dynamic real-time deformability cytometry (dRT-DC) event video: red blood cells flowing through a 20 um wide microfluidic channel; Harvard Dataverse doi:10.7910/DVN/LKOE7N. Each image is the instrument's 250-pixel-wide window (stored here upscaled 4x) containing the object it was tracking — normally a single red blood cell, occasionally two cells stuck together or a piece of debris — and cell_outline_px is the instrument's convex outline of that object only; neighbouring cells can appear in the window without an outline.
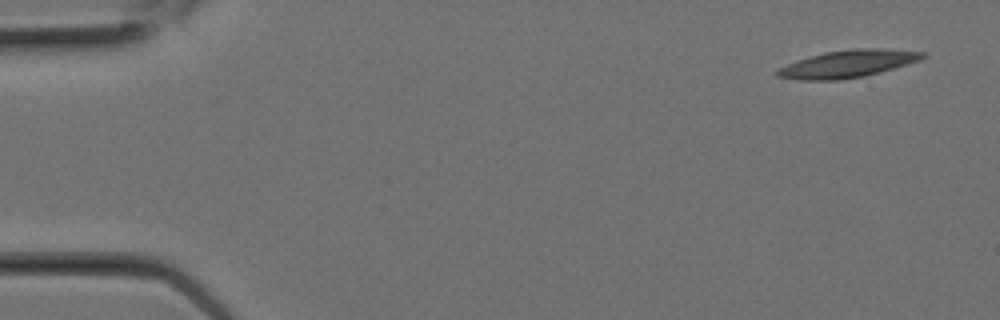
{"species": "Egyptian fruit bat (a non-hibernating species)", "species_latin": "Rousettus aegyptiacus", "temperature_condition": "room temperature", "stored_images_in_passage": 6, "camera_frame_rate_fps": 3000, "um_per_image_px": 0.085, "animal": {"sex": "female"}, "frame": {"image": 1, "passage_image": 1, "time_ms": 0.0, "image_size_px": [1000, 320], "cell_outline_px": [[928, 56], [920, 60], [908, 64], [880, 72], [864, 76], [840, 80], [800, 80], [776, 76], [772, 72], [796, 60], [824, 52], [856, 48], [880, 48], [924, 52]], "centroid_in_image_um": [72.06, 5.42], "position_along_channel_um": 12.9, "area_um2": 23.24}}
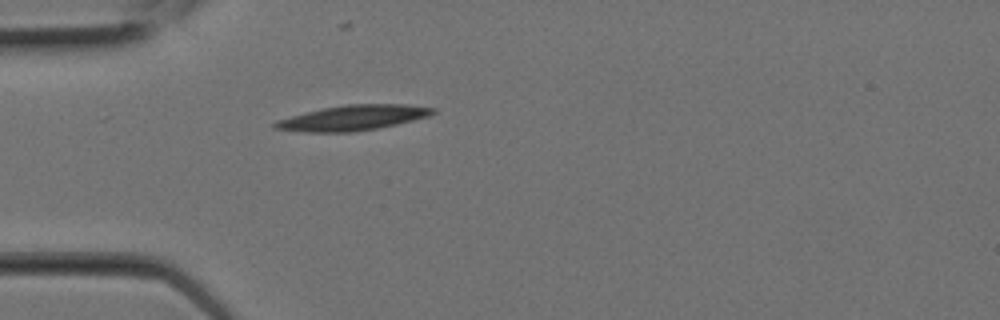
{"frame": {"image": 2, "passage_image": 6, "time_ms": 1.667, "image_size_px": [1000, 320], "cell_outline_px": [[436, 112], [428, 116], [396, 124], [376, 128], [352, 132], [308, 132], [272, 128], [272, 124], [276, 120], [324, 108], [348, 104], [404, 104], [436, 108]], "centroid_in_image_um": [30.0, 10.01], "position_along_channel_um": 55.0, "area_um2": 22.83}}